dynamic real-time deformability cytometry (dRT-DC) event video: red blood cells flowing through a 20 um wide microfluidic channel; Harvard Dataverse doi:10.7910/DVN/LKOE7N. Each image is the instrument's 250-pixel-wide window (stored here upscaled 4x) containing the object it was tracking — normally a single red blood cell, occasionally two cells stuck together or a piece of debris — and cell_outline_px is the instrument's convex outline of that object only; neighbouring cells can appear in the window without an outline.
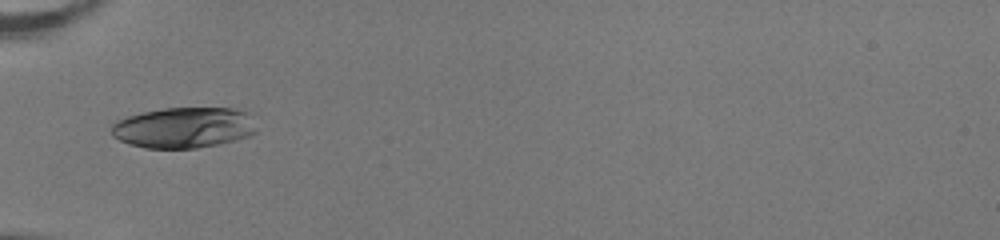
{"species": "human", "species_latin": "Homo sapiens", "temperature_condition": "room temperature", "stored_images_in_passage": 34, "camera_frame_rate_fps": 3000, "um_per_image_px": 0.085, "donor": {"sex": "female"}, "frame": {"image": 1, "passage_image": 1, "time_ms": 0.0, "image_size_px": [1000, 240], "cell_outline_px": [[256, 132], [252, 136], [220, 144], [196, 148], [144, 148], [128, 144], [112, 136], [112, 124], [116, 120], [128, 116], [144, 112], [164, 108], [232, 108], [248, 112], [256, 128]], "centroid_in_image_um": [15.63, 10.85], "position_along_channel_um": 69.4, "area_um2": 34.68}}
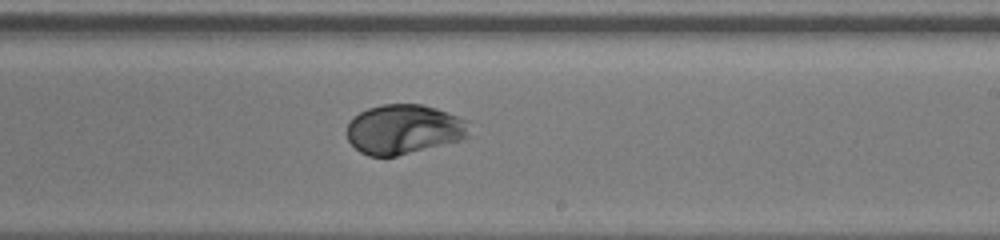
{"frame": {"image": 2, "passage_image": 15, "time_ms": 4.667, "image_size_px": [1000, 240], "cell_outline_px": [[468, 136], [464, 140], [396, 156], [368, 156], [360, 152], [348, 140], [348, 124], [360, 112], [368, 108], [380, 104], [420, 104], [436, 108], [468, 120]], "centroid_in_image_um": [34.36, 10.99], "position_along_channel_um": 254.6, "area_um2": 35.37}}
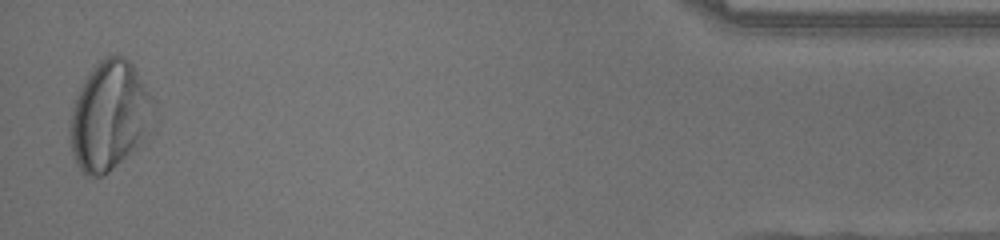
{"frame": {"image": 3, "passage_image": 33, "time_ms": 10.667, "image_size_px": [1000, 240], "cell_outline_px": [[152, 104], [136, 144], [108, 172], [100, 176], [84, 176], [80, 172], [76, 164], [72, 152], [68, 136], [68, 128], [72, 108], [76, 96], [84, 80], [92, 68], [104, 56], [124, 56], [132, 64]], "centroid_in_image_um": [9.12, 9.84], "position_along_channel_um": 426.1, "area_um2": 50.52}, "authors_computed_cell_mechanics": {"area_um2": 35.6915, "velocity_mm_per_s": 4.023, "shape_relaxation_time_tau1_ms": 1.9013, "shape_relaxation_time_tau2_ms": null, "deformation_change_tau1": 0.1323, "deformation_change_tau2": null}}